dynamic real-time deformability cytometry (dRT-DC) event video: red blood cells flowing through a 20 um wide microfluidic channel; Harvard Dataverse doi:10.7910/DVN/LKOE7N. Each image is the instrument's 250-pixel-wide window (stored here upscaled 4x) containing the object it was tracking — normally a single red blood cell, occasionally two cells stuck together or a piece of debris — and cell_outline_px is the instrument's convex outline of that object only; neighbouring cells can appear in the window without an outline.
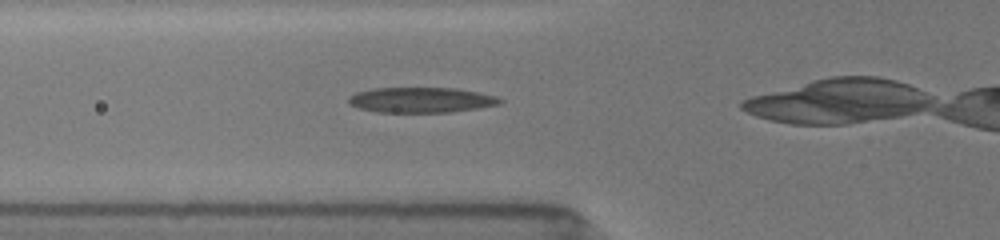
{"species": "common noctule bat (a hibernating species)", "species_latin": "Nyctalus noctula", "temperature_condition": "room temperature", "stored_images_in_passage": 25, "camera_frame_rate_fps": 3000, "um_per_image_px": 0.085, "animal": {"sex": "female", "body_mass_g": 19.5, "forearm_length_mm": 54.1}, "frame": {"image": 1, "passage_image": 2, "time_ms": 0.333, "image_size_px": [1000, 240], "cell_outline_px": [[504, 100], [500, 104], [476, 108], [448, 112], [380, 112], [360, 108], [348, 104], [348, 96], [356, 92], [372, 88], [456, 88], [496, 96]], "centroid_in_image_um": [35.76, 8.49], "position_along_channel_um": 90.0, "area_um2": 22.2}}
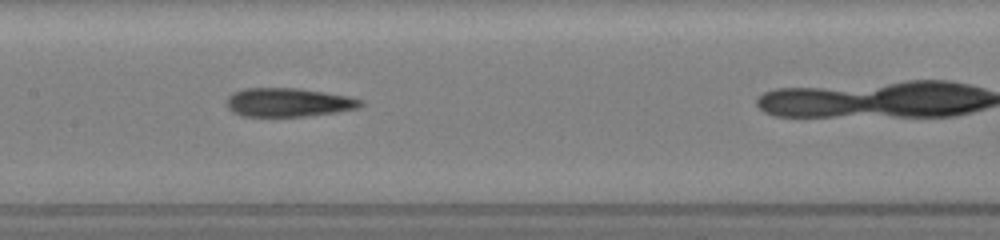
{"frame": {"image": 2, "passage_image": 9, "time_ms": 2.667, "image_size_px": [1000, 240], "cell_outline_px": [[364, 104], [356, 108], [336, 112], [304, 116], [240, 116], [232, 112], [228, 108], [228, 96], [232, 92], [244, 88], [296, 88], [324, 92], [348, 96], [364, 100]], "centroid_in_image_um": [24.49, 8.7], "position_along_channel_um": 182.9, "area_um2": 22.37}}
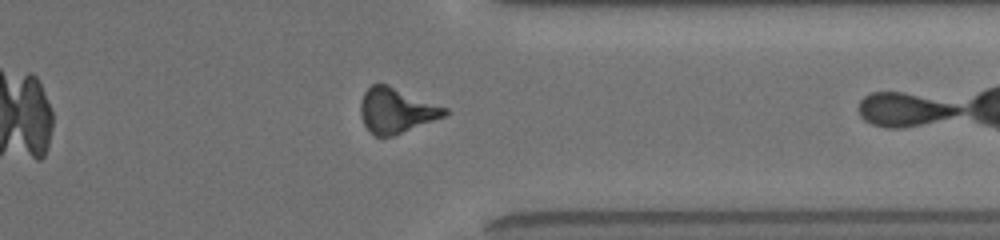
{"frame": {"image": 3, "passage_image": 24, "time_ms": 7.667, "image_size_px": [1000, 240], "cell_outline_px": [[448, 112], [444, 116], [392, 136], [376, 136], [364, 124], [360, 116], [360, 104], [364, 92], [372, 84], [388, 84], [448, 108]], "centroid_in_image_um": [33.67, 9.37], "position_along_channel_um": 377.7, "area_um2": 21.85}}